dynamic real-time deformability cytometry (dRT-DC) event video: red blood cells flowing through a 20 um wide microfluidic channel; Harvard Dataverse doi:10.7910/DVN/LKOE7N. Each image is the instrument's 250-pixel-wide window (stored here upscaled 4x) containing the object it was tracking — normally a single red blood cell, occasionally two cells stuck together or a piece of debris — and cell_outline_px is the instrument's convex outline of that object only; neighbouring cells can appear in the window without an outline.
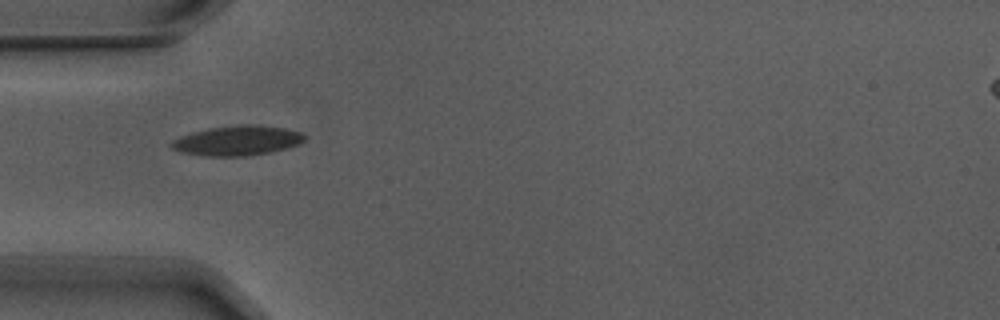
{"species": "Egyptian fruit bat (a non-hibernating species)", "species_latin": "Rousettus aegyptiacus", "temperature_condition": "warm", "stored_images_in_passage": 3, "camera_frame_rate_fps": 3000, "um_per_image_px": 0.085, "animal": {"sex": "male"}, "frame": {"image": 1, "passage_image": 1, "time_ms": 0.0, "image_size_px": [1000, 320], "cell_outline_px": [[304, 140], [300, 144], [272, 152], [244, 156], [204, 156], [180, 152], [172, 148], [168, 144], [172, 140], [192, 132], [212, 128], [240, 124], [260, 124], [284, 128], [300, 132], [304, 136]], "centroid_in_image_um": [20.16, 11.95], "position_along_channel_um": 64.8, "area_um2": 23.18}}
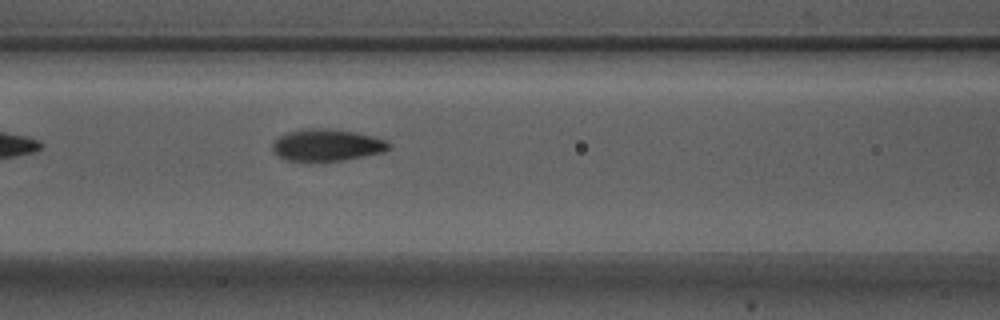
{"frame": {"image": 2, "passage_image": 3, "time_ms": 0.667, "image_size_px": [1000, 320], "cell_outline_px": [[392, 148], [384, 152], [344, 160], [308, 164], [288, 160], [272, 152], [272, 144], [280, 136], [288, 132], [308, 128], [328, 128], [356, 132], [372, 136], [384, 140], [392, 144]], "centroid_in_image_um": [27.78, 12.37], "position_along_channel_um": 138.8, "area_um2": 22.25}}